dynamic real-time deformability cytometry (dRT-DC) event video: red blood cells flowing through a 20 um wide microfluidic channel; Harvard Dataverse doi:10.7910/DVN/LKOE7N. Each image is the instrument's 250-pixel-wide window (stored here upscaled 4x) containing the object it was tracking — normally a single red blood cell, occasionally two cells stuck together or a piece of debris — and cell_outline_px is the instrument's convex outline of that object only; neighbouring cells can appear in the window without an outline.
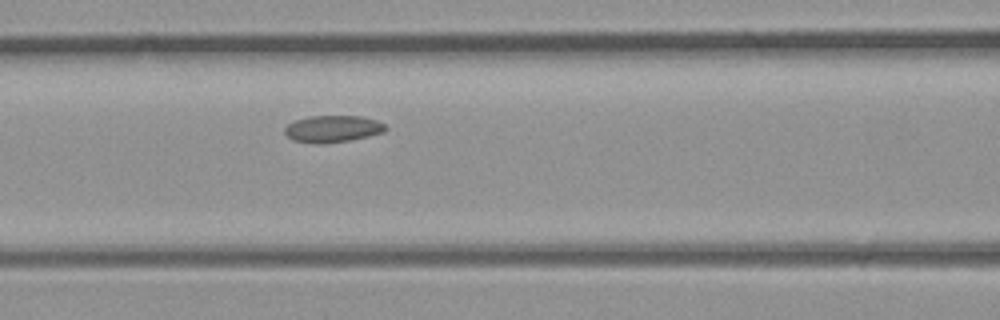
{"species": "common noctule bat (a hibernating species)", "species_latin": "Nyctalus noctula", "temperature_condition": "room temperature", "stored_images_in_passage": 5, "camera_frame_rate_fps": 3000, "um_per_image_px": 0.085, "animal": {"sex": "male", "body_mass_g": 23.1, "forearm_length_mm": 52.7}, "frame": {"image": 1, "passage_image": 5, "time_ms": 1.333, "image_size_px": [1000, 320], "cell_outline_px": [[388, 128], [384, 132], [368, 136], [348, 140], [320, 144], [292, 140], [284, 132], [284, 128], [288, 124], [296, 120], [308, 116], [360, 116], [376, 120], [384, 124]], "centroid_in_image_um": [28.27, 10.94], "position_along_channel_um": 138.3, "area_um2": 15.66}}